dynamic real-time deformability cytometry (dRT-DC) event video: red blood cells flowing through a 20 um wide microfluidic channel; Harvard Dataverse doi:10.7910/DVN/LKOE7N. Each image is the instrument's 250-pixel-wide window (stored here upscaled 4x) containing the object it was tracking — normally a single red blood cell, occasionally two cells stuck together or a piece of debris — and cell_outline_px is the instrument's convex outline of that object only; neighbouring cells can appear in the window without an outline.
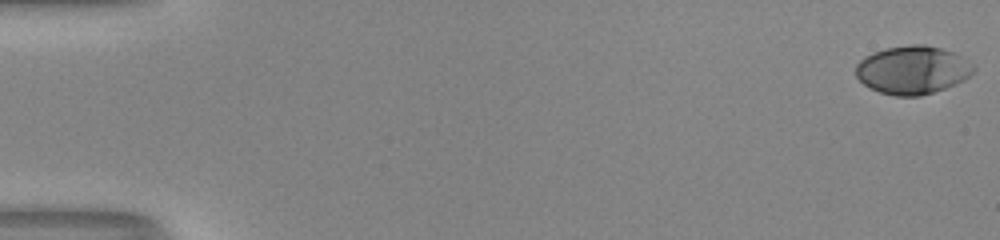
{"species": "human", "species_latin": "Homo sapiens", "temperature_condition": "room temperature", "stored_images_in_passage": 54, "camera_frame_rate_fps": 3000, "um_per_image_px": 0.085, "donor": {"sex": "male"}, "frame": {"image": 1, "passage_image": 1, "time_ms": 0.0, "image_size_px": [1000, 240], "cell_outline_px": [[976, 68], [964, 80], [944, 88], [920, 96], [896, 96], [880, 92], [868, 88], [856, 76], [856, 64], [864, 56], [872, 52], [884, 48], [908, 44], [924, 44], [940, 48], [952, 52], [960, 56], [972, 64]], "centroid_in_image_um": [77.52, 5.94], "position_along_channel_um": 7.5, "area_um2": 33.06}}
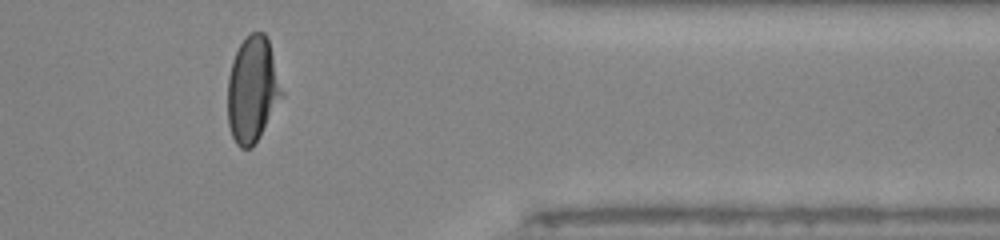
{"frame": {"image": 2, "passage_image": 45, "time_ms": 14.667, "image_size_px": [1000, 240], "cell_outline_px": [[284, 92], [260, 136], [252, 148], [240, 148], [236, 144], [232, 136], [228, 124], [228, 76], [232, 60], [240, 44], [252, 32], [264, 32], [268, 40]], "centroid_in_image_um": [21.45, 7.63], "position_along_channel_um": 390.0, "area_um2": 33.12}}
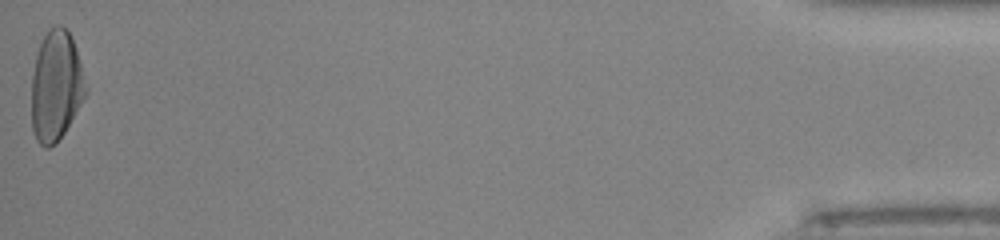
{"frame": {"image": 3, "passage_image": 54, "time_ms": 17.667, "image_size_px": [1000, 240], "cell_outline_px": [[88, 92], [64, 132], [56, 144], [48, 148], [44, 148], [36, 140], [32, 132], [32, 76], [36, 56], [40, 44], [48, 28], [56, 24], [60, 24], [72, 36]], "centroid_in_image_um": [4.75, 7.32], "position_along_channel_um": 430.5, "area_um2": 34.74}, "authors_computed_cell_mechanics": {"area_um2": 32.946, "velocity_mm_per_s": 4.0197, "shape_relaxation_time_tau1_ms": 4.6279, "shape_relaxation_time_tau2_ms": 0.8732, "deformation_change_tau1": 0.1907, "deformation_change_tau2": 0.0455}}